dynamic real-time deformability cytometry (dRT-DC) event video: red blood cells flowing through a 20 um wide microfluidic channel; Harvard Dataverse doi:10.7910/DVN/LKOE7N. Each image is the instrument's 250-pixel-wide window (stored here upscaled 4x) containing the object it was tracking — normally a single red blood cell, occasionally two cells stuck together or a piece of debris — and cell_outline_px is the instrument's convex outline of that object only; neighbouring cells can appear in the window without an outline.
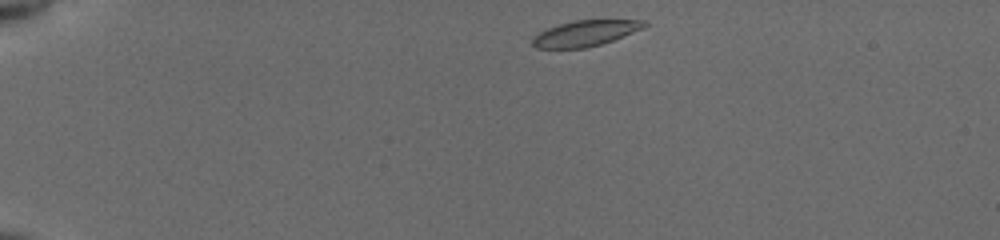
{"species": "common noctule bat (a hibernating species)", "species_latin": "Nyctalus noctula", "temperature_condition": "cold", "stored_images_in_passage": 43, "camera_frame_rate_fps": 3000, "um_per_image_px": 0.085, "animal": {"sex": "female", "body_mass_g": 19.5, "forearm_length_mm": 54.1}, "frame": {"image": 1, "passage_image": 1, "time_ms": 0.0, "image_size_px": [1000, 240], "cell_outline_px": [[648, 24], [644, 28], [612, 40], [600, 44], [584, 48], [536, 48], [532, 44], [532, 36], [548, 28], [572, 20], [648, 20]], "centroid_in_image_um": [49.75, 2.82], "position_along_channel_um": 35.2, "area_um2": 16.7}}
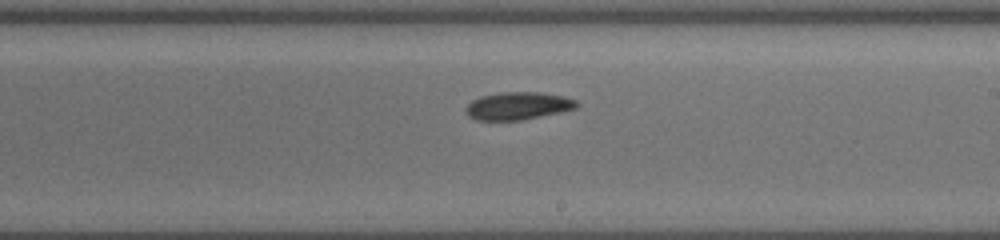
{"frame": {"image": 2, "passage_image": 23, "time_ms": 7.333, "image_size_px": [1000, 240], "cell_outline_px": [[580, 104], [576, 108], [560, 112], [520, 120], [476, 120], [468, 116], [464, 112], [464, 108], [472, 100], [480, 96], [500, 92], [540, 92], [564, 96], [576, 100]], "centroid_in_image_um": [44.0, 8.99], "position_along_channel_um": 245.0, "area_um2": 17.98}}
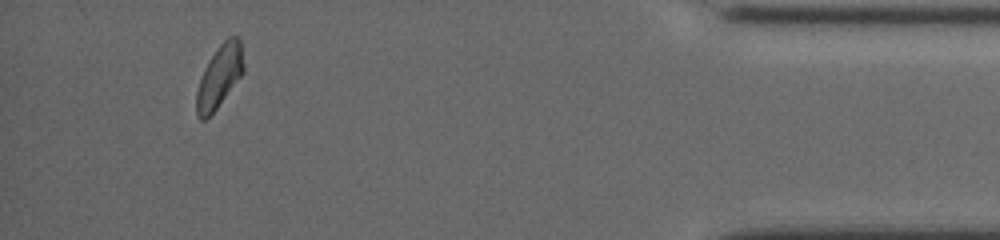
{"frame": {"image": 3, "passage_image": 40, "time_ms": 13.0, "image_size_px": [1000, 240], "cell_outline_px": [[244, 72], [216, 108], [204, 120], [200, 120], [196, 116], [196, 92], [204, 68], [208, 60], [216, 48], [228, 36], [240, 36], [244, 64]], "centroid_in_image_um": [18.65, 6.45], "position_along_channel_um": 416.5, "area_um2": 17.17}, "authors_computed_cell_mechanics": {"area_um2": 17.7446, "velocity_mm_per_s": 3.8988, "shape_relaxation_time_tau1_ms": 5.7633, "shape_relaxation_time_tau2_ms": null, "deformation_change_tau1": 0.1332, "deformation_change_tau2": null}}